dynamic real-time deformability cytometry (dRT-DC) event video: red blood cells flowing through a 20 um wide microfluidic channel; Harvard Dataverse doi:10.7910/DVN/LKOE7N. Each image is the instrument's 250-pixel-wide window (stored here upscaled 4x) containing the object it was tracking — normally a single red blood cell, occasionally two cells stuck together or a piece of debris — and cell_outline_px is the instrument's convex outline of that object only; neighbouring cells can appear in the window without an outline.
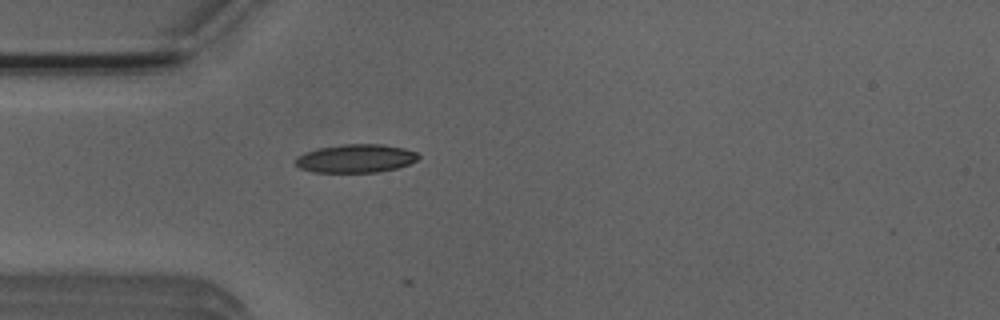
{"species": "Egyptian fruit bat (a non-hibernating species)", "species_latin": "Rousettus aegyptiacus", "temperature_condition": "room temperature", "stored_images_in_passage": 9, "camera_frame_rate_fps": 3000, "um_per_image_px": 0.085, "animal": {"sex": "male"}, "frame": {"image": 1, "passage_image": 6, "time_ms": 1.667, "image_size_px": [1000, 320], "cell_outline_px": [[420, 156], [416, 160], [408, 164], [396, 168], [376, 172], [312, 172], [300, 168], [296, 164], [296, 156], [304, 152], [320, 148], [344, 144], [380, 144], [404, 148], [416, 152]], "centroid_in_image_um": [30.22, 13.47], "position_along_channel_um": 54.8, "area_um2": 20.17}}